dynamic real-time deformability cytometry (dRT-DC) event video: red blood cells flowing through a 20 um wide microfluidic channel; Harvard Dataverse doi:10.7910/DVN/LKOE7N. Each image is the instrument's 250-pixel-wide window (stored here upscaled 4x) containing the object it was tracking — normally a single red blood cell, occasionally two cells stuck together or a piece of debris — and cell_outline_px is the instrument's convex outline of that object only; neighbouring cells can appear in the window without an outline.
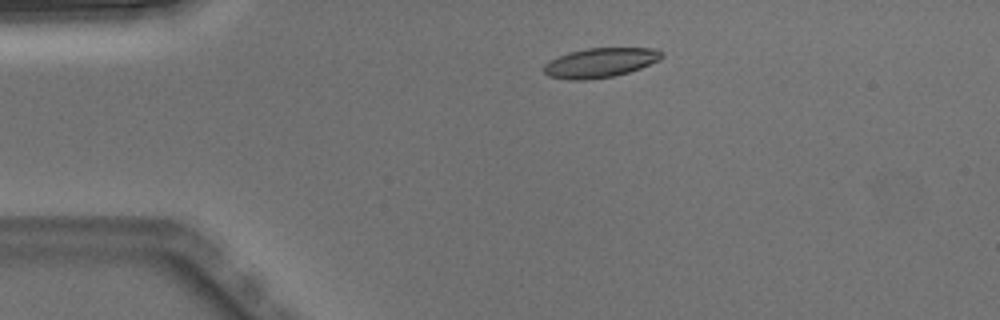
{"species": "Egyptian fruit bat (a non-hibernating species)", "species_latin": "Rousettus aegyptiacus", "temperature_condition": "warm", "stored_images_in_passage": 4, "camera_frame_rate_fps": 3000, "um_per_image_px": 0.085, "animal": {"sex": "male"}, "frame": {"image": 1, "passage_image": 2, "time_ms": 0.333, "image_size_px": [1000, 320], "cell_outline_px": [[664, 56], [660, 60], [640, 68], [628, 72], [612, 76], [584, 80], [568, 80], [548, 76], [544, 72], [544, 64], [568, 52], [588, 48], [652, 48], [664, 52]], "centroid_in_image_um": [51.04, 5.33], "position_along_channel_um": 34.0, "area_um2": 20.17}}
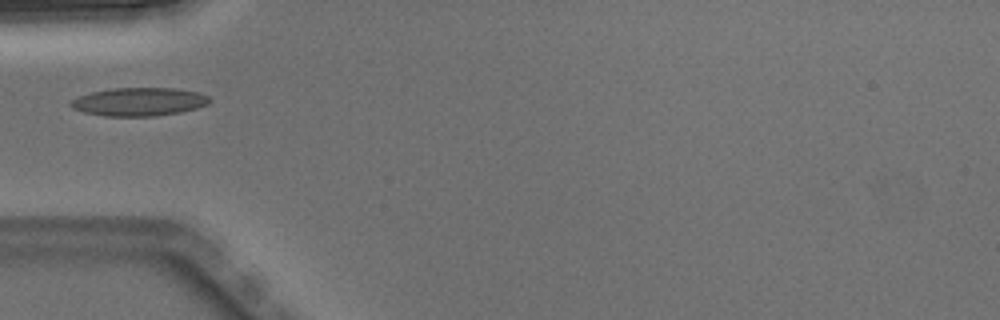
{"frame": {"image": 2, "passage_image": 3, "time_ms": 0.667, "image_size_px": [1000, 320], "cell_outline_px": [[212, 100], [208, 104], [196, 108], [180, 112], [156, 116], [104, 116], [84, 112], [72, 108], [68, 104], [76, 96], [92, 92], [112, 88], [172, 88], [200, 92], [208, 96]], "centroid_in_image_um": [11.81, 8.65], "position_along_channel_um": 73.2, "area_um2": 23.0}}